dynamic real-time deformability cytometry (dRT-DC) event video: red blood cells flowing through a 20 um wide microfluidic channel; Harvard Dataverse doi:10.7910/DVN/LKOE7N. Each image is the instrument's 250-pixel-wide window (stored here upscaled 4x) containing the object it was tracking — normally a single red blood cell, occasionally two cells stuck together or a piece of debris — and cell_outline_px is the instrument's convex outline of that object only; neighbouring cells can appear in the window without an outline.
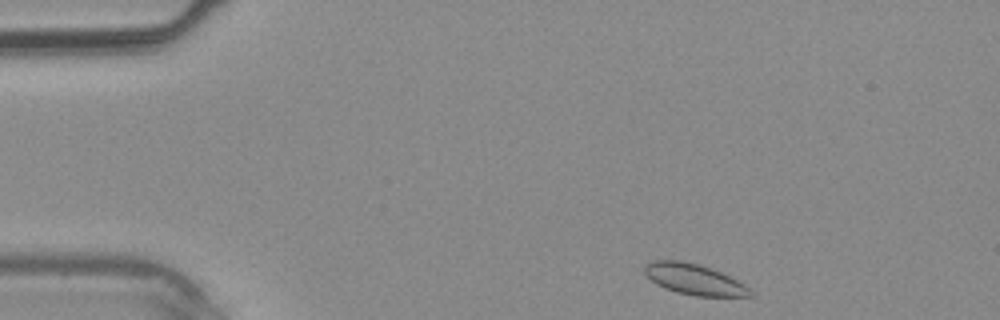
{"species": "common noctule bat (a hibernating species)", "species_latin": "Nyctalus noctula", "temperature_condition": "warm", "stored_images_in_passage": 35, "camera_frame_rate_fps": 3000, "um_per_image_px": 0.085, "animal": {"sex": "male", "body_mass_g": 20.4}, "frame": {"image": 1, "passage_image": 1, "time_ms": 0.0, "image_size_px": [1000, 320], "cell_outline_px": [[752, 296], [696, 296], [676, 292], [664, 288], [656, 284], [644, 272], [644, 264], [652, 260], [684, 260], [700, 264], [720, 272], [744, 284], [752, 292]], "centroid_in_image_um": [58.96, 23.73], "position_along_channel_um": 26.0, "area_um2": 18.9}}
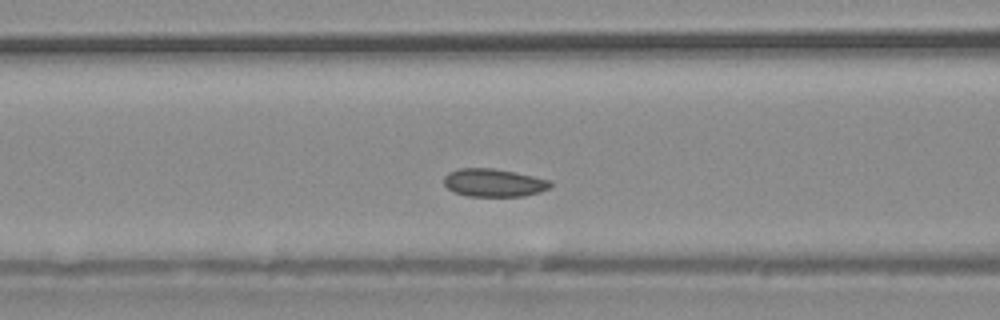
{"frame": {"image": 2, "passage_image": 11, "time_ms": 3.333, "image_size_px": [1000, 320], "cell_outline_px": [[552, 184], [548, 188], [540, 192], [524, 196], [468, 196], [452, 192], [444, 184], [444, 176], [448, 172], [460, 168], [492, 168], [516, 172], [552, 180]], "centroid_in_image_um": [41.97, 15.53], "position_along_channel_um": 124.6, "area_um2": 17.51}}
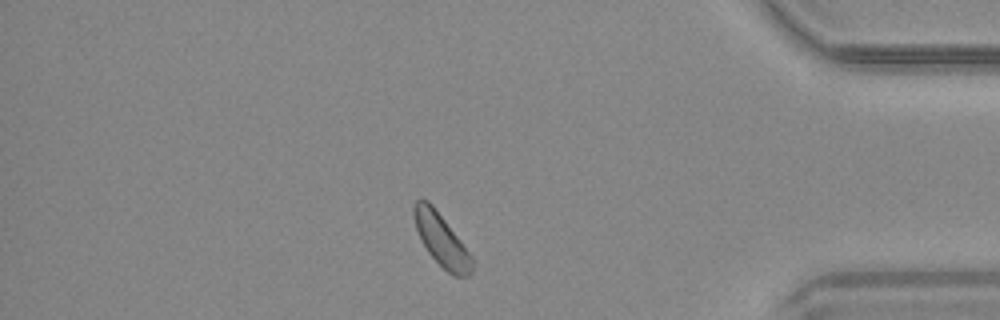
{"frame": {"image": 3, "passage_image": 29, "time_ms": 9.333, "image_size_px": [1000, 320], "cell_outline_px": [[472, 272], [468, 276], [452, 276], [428, 252], [416, 228], [412, 212], [412, 208], [416, 200], [428, 200], [432, 204], [460, 240], [472, 256]], "centroid_in_image_um": [37.51, 20.39], "position_along_channel_um": 397.7, "area_um2": 17.28}}